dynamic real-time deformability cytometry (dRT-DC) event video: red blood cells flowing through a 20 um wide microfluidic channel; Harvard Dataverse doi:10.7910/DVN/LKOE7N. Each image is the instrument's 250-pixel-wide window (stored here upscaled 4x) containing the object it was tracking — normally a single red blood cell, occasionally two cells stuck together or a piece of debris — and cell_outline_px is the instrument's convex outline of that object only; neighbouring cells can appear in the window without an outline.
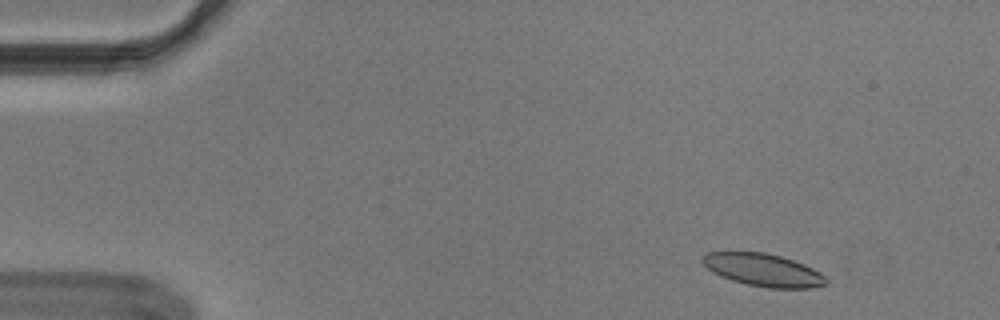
{"species": "Egyptian fruit bat (a non-hibernating species)", "species_latin": "Rousettus aegyptiacus", "temperature_condition": "cold", "stored_images_in_passage": 53, "camera_frame_rate_fps": 3000, "um_per_image_px": 0.085, "animal": {"sex": "male"}, "frame": {"image": 1, "passage_image": 4, "time_ms": 1.0, "image_size_px": [1000, 320], "cell_outline_px": [[828, 284], [812, 288], [768, 288], [748, 284], [732, 280], [720, 276], [712, 272], [700, 260], [708, 252], [764, 252], [780, 256], [804, 264], [820, 272], [828, 280]], "centroid_in_image_um": [64.89, 22.95], "position_along_channel_um": 20.1, "area_um2": 23.41}}
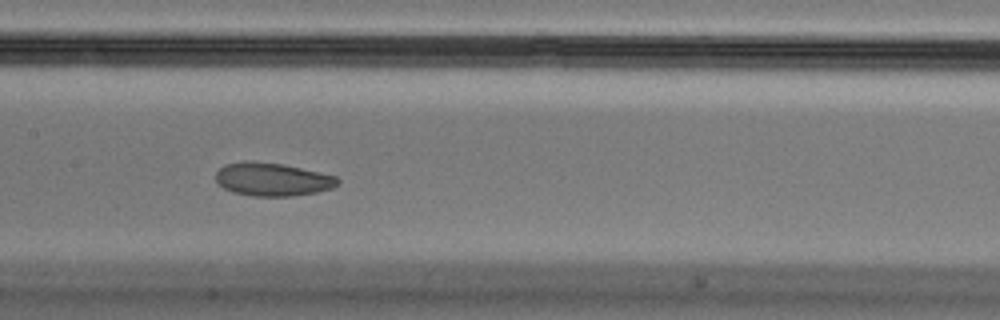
{"frame": {"image": 2, "passage_image": 25, "time_ms": 8.0, "image_size_px": [1000, 320], "cell_outline_px": [[340, 180], [332, 188], [316, 192], [292, 196], [252, 196], [232, 192], [224, 188], [216, 180], [216, 172], [224, 164], [244, 160], [252, 160], [284, 164], [336, 176]], "centroid_in_image_um": [23.12, 15.23], "position_along_channel_um": 184.3, "area_um2": 23.7}}
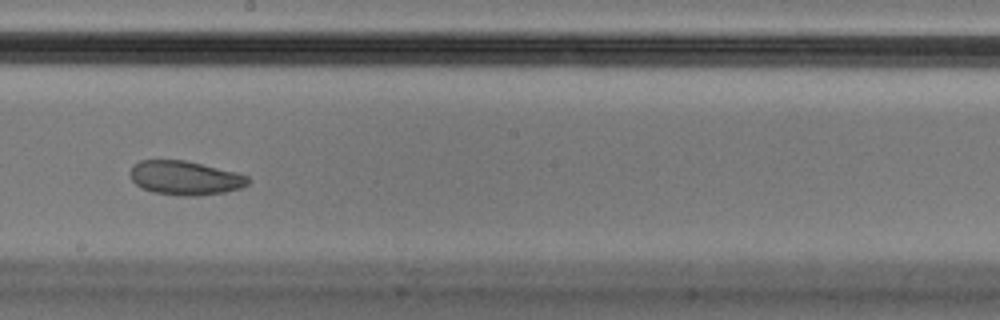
{"frame": {"image": 3, "passage_image": 29, "time_ms": 9.333, "image_size_px": [1000, 320], "cell_outline_px": [[248, 184], [244, 188], [224, 192], [200, 196], [180, 196], [152, 192], [140, 188], [132, 180], [128, 172], [132, 164], [140, 160], [184, 160], [236, 172], [248, 176]], "centroid_in_image_um": [15.69, 15.13], "position_along_channel_um": 232.5, "area_um2": 23.7}, "authors_computed_cell_mechanics": {"area_um2": 24.6806, "velocity_mm_per_s": 3.6356, "shape_relaxation_time_tau1_ms": null, "shape_relaxation_time_tau2_ms": 1.7885, "deformation_change_tau1": null, "deformation_change_tau2": 0.0566}}